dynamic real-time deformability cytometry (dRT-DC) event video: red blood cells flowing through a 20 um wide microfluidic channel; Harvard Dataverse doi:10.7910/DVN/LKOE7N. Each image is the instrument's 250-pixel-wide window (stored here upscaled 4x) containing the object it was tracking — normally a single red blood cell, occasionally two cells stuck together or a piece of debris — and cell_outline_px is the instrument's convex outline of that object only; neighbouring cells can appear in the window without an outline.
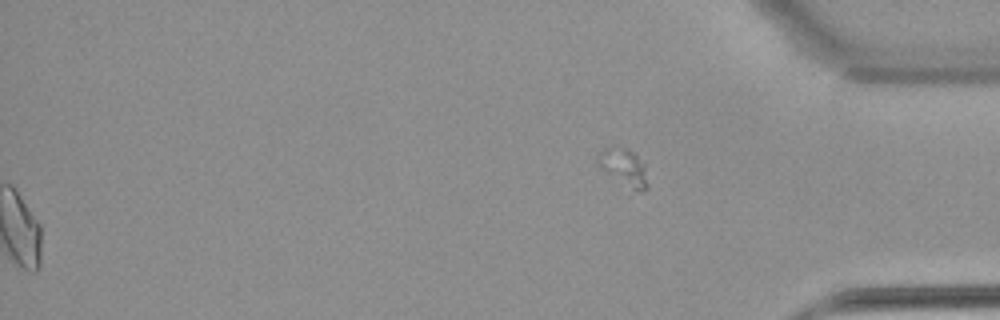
{"species": "common noctule bat (a hibernating species)", "species_latin": "Nyctalus noctula", "temperature_condition": "warm", "stored_images_in_passage": 49, "segment_of_instrument_passage": [2, 2], "camera_frame_rate_fps": 3000, "um_per_image_px": 0.085, "animal": {"sex": "female", "body_mass_g": 22.7, "forearm_length_mm": 54.2}, "frame": {"image": 1, "passage_image": 49, "time_ms": 16.0, "image_size_px": [1000, 320], "cell_outline_px": [[648, 188], [644, 192], [628, 196], [596, 160], [596, 152], [612, 144], [636, 152], [644, 164], [648, 184]], "centroid_in_image_um": [53.05, 14.33], "position_along_channel_um": 382.2, "area_um2": 12.14}}